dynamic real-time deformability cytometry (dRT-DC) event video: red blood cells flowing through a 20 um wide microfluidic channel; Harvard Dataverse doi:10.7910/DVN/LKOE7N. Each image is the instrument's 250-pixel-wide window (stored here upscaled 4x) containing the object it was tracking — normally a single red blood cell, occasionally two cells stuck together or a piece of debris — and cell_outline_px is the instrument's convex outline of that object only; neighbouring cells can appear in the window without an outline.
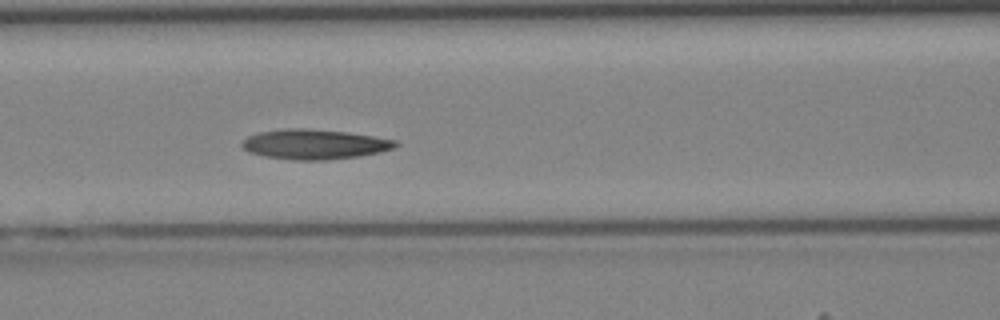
{"species": "Egyptian fruit bat (a non-hibernating species)", "species_latin": "Rousettus aegyptiacus", "temperature_condition": "cold", "stored_images_in_passage": 29, "camera_frame_rate_fps": 3000, "um_per_image_px": 0.085, "animal": {"sex": "female"}, "frame": {"image": 1, "passage_image": 9, "time_ms": 2.667, "image_size_px": [1000, 320], "cell_outline_px": [[400, 144], [392, 148], [380, 152], [360, 156], [324, 160], [292, 160], [264, 156], [248, 152], [240, 144], [248, 136], [260, 132], [284, 128], [308, 128], [344, 132], [372, 136], [396, 140]], "centroid_in_image_um": [26.71, 12.26], "position_along_channel_um": 139.9, "area_um2": 26.7}}
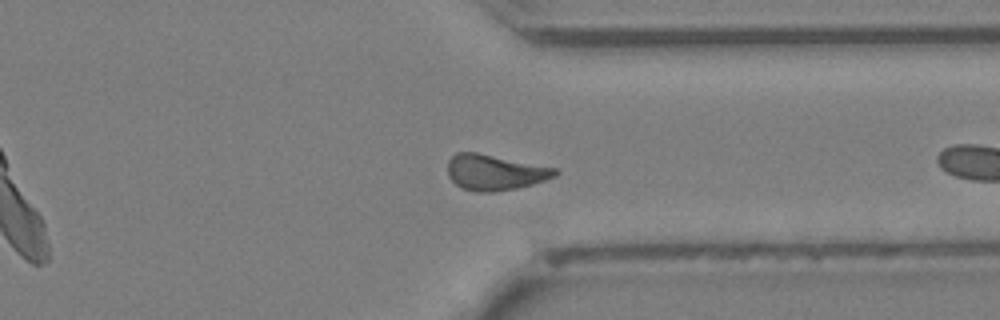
{"frame": {"image": 2, "passage_image": 21, "time_ms": 6.667, "image_size_px": [1000, 320], "cell_outline_px": [[560, 172], [556, 176], [532, 184], [516, 188], [496, 192], [476, 192], [460, 188], [448, 176], [448, 160], [456, 152], [476, 152], [556, 168]], "centroid_in_image_um": [42.04, 14.66], "position_along_channel_um": 369.4, "area_um2": 22.31}}